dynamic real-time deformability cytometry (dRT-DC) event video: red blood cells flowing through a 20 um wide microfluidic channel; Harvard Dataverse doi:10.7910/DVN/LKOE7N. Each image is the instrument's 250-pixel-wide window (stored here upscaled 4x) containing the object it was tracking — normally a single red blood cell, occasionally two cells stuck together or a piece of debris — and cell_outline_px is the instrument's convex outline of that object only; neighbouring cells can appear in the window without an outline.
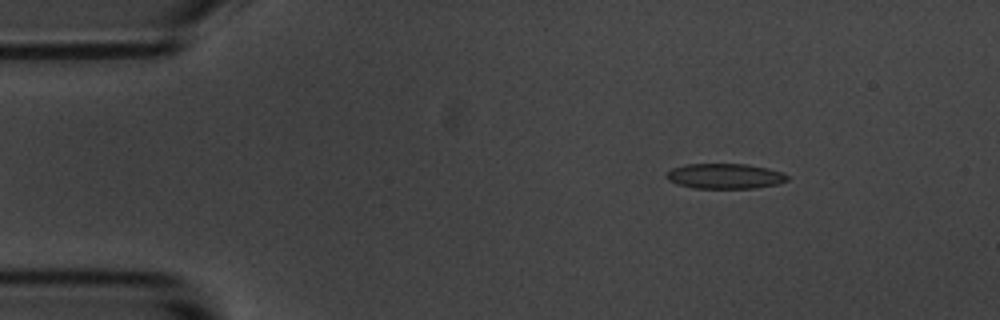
{"species": "common noctule bat (a hibernating species)", "species_latin": "Nyctalus noctula", "temperature_condition": "room temperature", "stored_images_in_passage": 5, "camera_frame_rate_fps": 3000, "um_per_image_px": 0.085, "animal": {"sex": "male", "body_mass_g": 20.1, "forearm_length_mm": 53.5}, "frame": {"image": 1, "passage_image": 2, "time_ms": 1.333, "image_size_px": [1000, 320], "cell_outline_px": [[788, 180], [776, 184], [756, 188], [696, 188], [676, 184], [668, 180], [664, 176], [672, 168], [688, 164], [748, 164], [768, 168], [784, 172], [788, 176]], "centroid_in_image_um": [61.63, 14.97], "position_along_channel_um": 23.4, "area_um2": 17.8}}
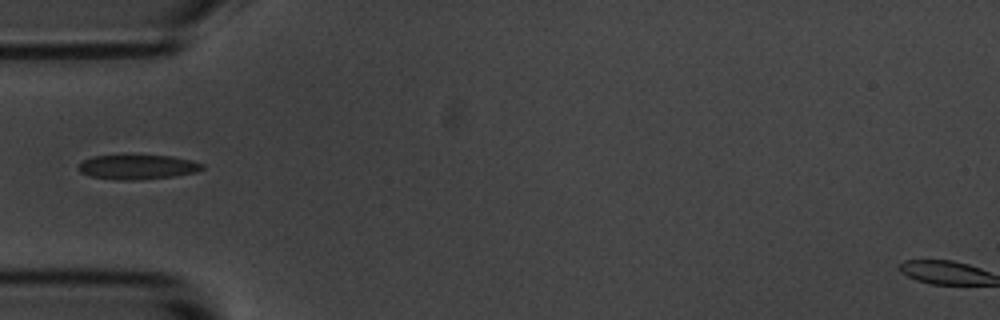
{"frame": {"image": 2, "passage_image": 5, "time_ms": 4.667, "image_size_px": [1000, 320], "cell_outline_px": [[204, 168], [196, 172], [172, 176], [132, 180], [116, 180], [92, 176], [80, 172], [76, 168], [84, 160], [92, 156], [172, 156], [192, 160], [204, 164]], "centroid_in_image_um": [11.7, 14.2], "position_along_channel_um": 73.3, "area_um2": 17.46}}